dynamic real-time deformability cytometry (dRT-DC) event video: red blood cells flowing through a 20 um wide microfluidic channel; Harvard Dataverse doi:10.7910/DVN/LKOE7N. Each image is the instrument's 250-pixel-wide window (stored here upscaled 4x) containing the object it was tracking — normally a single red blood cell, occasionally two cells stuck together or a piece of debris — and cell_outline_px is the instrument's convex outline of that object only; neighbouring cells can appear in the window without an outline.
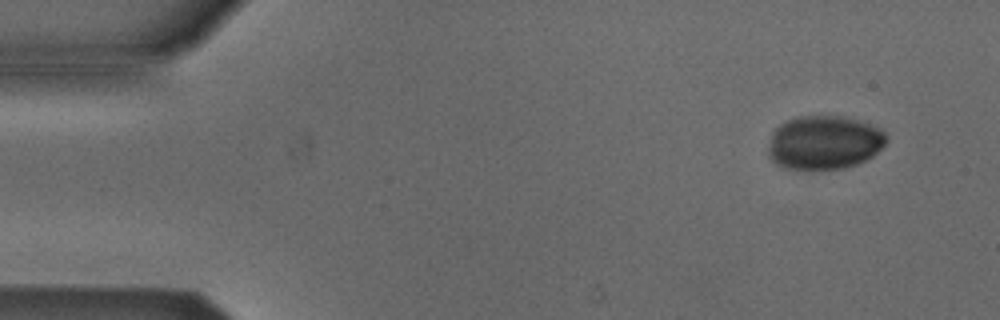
{"species": "Egyptian fruit bat (a non-hibernating species)", "species_latin": "Rousettus aegyptiacus", "temperature_condition": "cold", "stored_images_in_passage": 4, "camera_frame_rate_fps": 3000, "um_per_image_px": 0.085, "animal": {"sex": "male"}, "frame": {"image": 1, "passage_image": 1, "time_ms": 0.0, "image_size_px": [1000, 320], "cell_outline_px": [[888, 140], [872, 156], [856, 164], [844, 168], [784, 168], [776, 164], [768, 156], [768, 148], [772, 136], [776, 128], [780, 124], [788, 120], [800, 116], [840, 116], [856, 120], [868, 124], [884, 132]], "centroid_in_image_um": [70.03, 12.11], "position_along_channel_um": 15.0, "area_um2": 36.36}}